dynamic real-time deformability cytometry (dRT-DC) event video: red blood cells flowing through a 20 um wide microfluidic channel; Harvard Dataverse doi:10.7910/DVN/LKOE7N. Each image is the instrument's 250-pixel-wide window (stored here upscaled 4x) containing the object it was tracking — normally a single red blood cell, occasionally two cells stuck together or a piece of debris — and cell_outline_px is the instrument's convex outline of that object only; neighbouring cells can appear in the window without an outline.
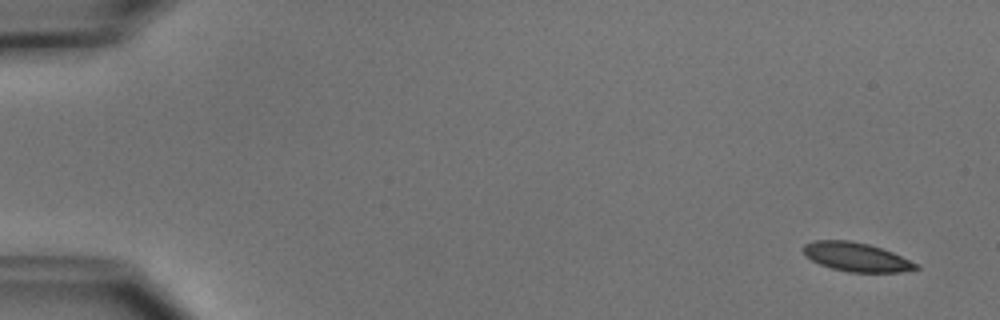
{"species": "common noctule bat (a hibernating species)", "species_latin": "Nyctalus noctula", "temperature_condition": "cold", "stored_images_in_passage": 6, "camera_frame_rate_fps": 3000, "um_per_image_px": 0.085, "animal": {"sex": "male", "body_mass_g": 15.6}, "frame": {"image": 1, "passage_image": 1, "time_ms": 0.0, "image_size_px": [1000, 320], "cell_outline_px": [[920, 268], [900, 272], [848, 272], [832, 268], [820, 264], [804, 256], [804, 244], [812, 240], [848, 240], [868, 244], [892, 252], [920, 264]], "centroid_in_image_um": [72.79, 21.84], "position_along_channel_um": 12.2, "area_um2": 18.96}}
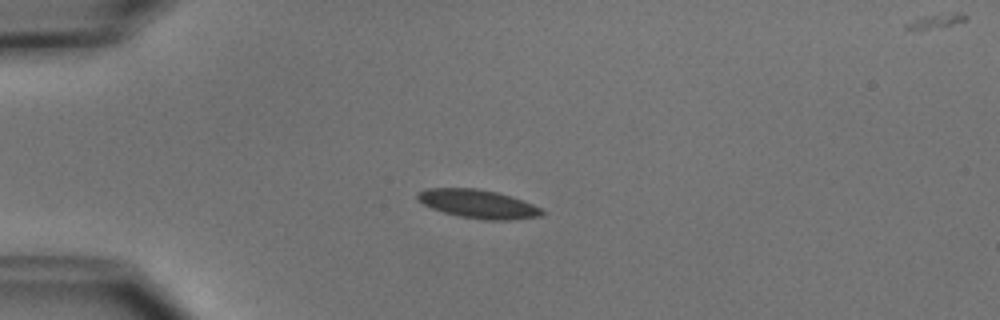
{"frame": {"image": 2, "passage_image": 4, "time_ms": 3.667, "image_size_px": [1000, 320], "cell_outline_px": [[544, 212], [540, 216], [508, 220], [484, 220], [460, 216], [444, 212], [432, 208], [416, 200], [416, 192], [428, 188], [476, 188], [496, 192], [532, 204], [540, 208]], "centroid_in_image_um": [40.57, 17.33], "position_along_channel_um": 44.4, "area_um2": 20.46}}